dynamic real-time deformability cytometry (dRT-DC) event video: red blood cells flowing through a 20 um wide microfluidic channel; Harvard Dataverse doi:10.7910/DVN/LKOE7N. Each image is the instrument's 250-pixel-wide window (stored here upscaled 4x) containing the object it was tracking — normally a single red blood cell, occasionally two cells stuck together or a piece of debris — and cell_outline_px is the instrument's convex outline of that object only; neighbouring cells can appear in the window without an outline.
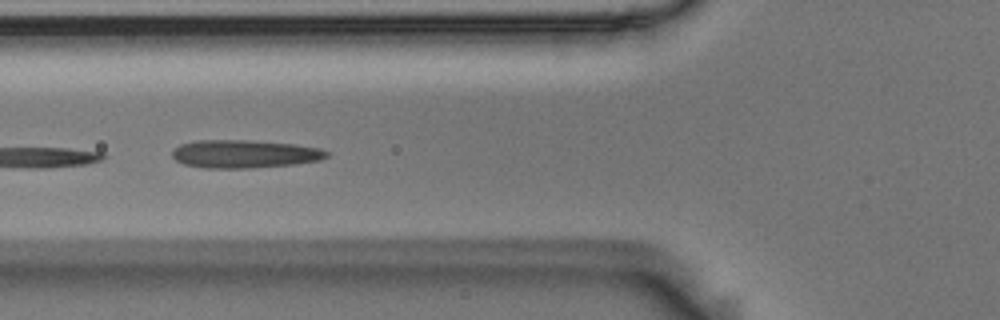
{"species": "Egyptian fruit bat (a non-hibernating species)", "species_latin": "Rousettus aegyptiacus", "temperature_condition": "room temperature", "stored_images_in_passage": 7, "camera_frame_rate_fps": 3000, "um_per_image_px": 0.085, "animal": {"sex": "male"}, "frame": {"image": 1, "passage_image": 6, "time_ms": 1.667, "image_size_px": [1000, 320], "cell_outline_px": [[332, 152], [328, 156], [320, 160], [292, 164], [248, 168], [204, 168], [184, 164], [176, 160], [172, 156], [172, 152], [180, 144], [200, 140], [248, 140], [296, 144], [320, 148]], "centroid_in_image_um": [20.81, 13.08], "position_along_channel_um": 105.0, "area_um2": 25.26}}